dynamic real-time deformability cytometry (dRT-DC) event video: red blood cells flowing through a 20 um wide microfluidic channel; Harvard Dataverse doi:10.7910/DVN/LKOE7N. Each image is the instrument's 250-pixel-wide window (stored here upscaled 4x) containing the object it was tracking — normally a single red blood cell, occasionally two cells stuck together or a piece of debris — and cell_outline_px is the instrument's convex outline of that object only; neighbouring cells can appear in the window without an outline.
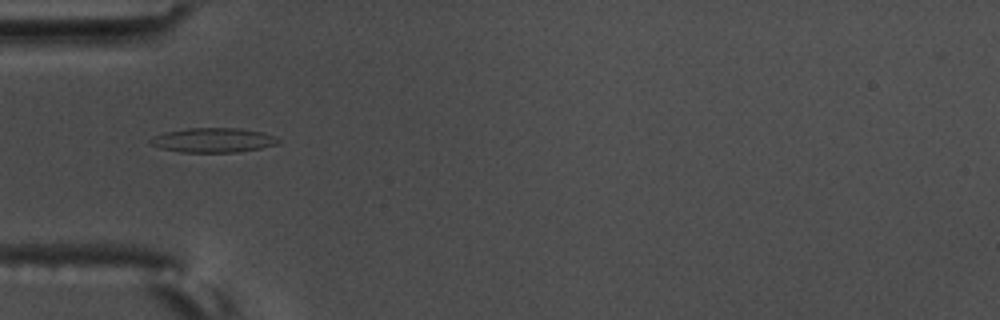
{"species": "common noctule bat (a hibernating species)", "species_latin": "Nyctalus noctula", "temperature_condition": "warm", "stored_images_in_passage": 43, "camera_frame_rate_fps": 3000, "um_per_image_px": 0.085, "animal": {"sex": "male", "body_mass_g": 17.5, "forearm_length_mm": 52.3}, "frame": {"image": 1, "passage_image": 4, "time_ms": 1.0, "image_size_px": [1000, 320], "cell_outline_px": [[280, 140], [276, 144], [260, 148], [236, 152], [180, 152], [160, 148], [148, 144], [148, 140], [156, 136], [168, 132], [188, 128], [240, 128], [264, 132], [276, 136]], "centroid_in_image_um": [18.13, 11.91], "position_along_channel_um": 66.9, "area_um2": 18.21}}
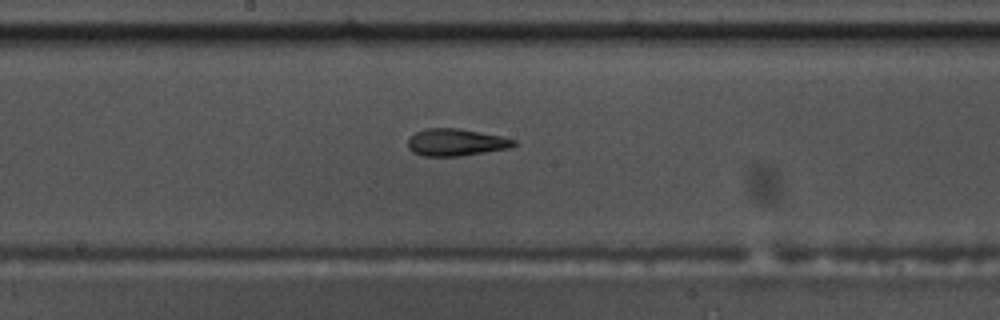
{"frame": {"image": 2, "passage_image": 16, "time_ms": 5.0, "image_size_px": [1000, 320], "cell_outline_px": [[516, 144], [508, 148], [460, 156], [424, 156], [412, 152], [408, 148], [408, 140], [416, 132], [428, 128], [460, 128], [500, 136], [516, 140]], "centroid_in_image_um": [38.73, 12.1], "position_along_channel_um": 209.5, "area_um2": 16.59}}
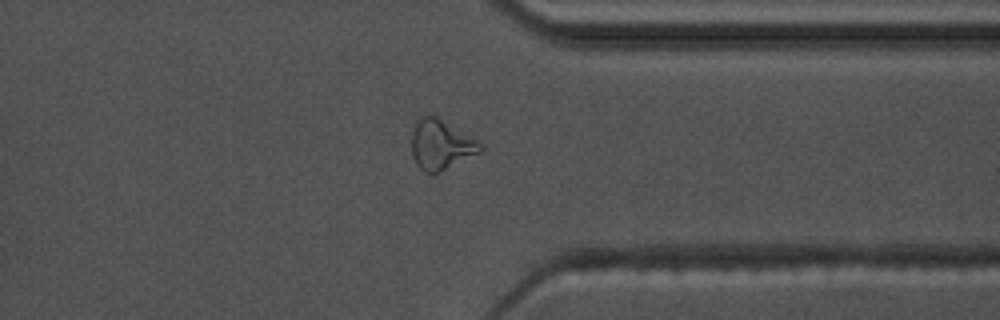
{"frame": {"image": 3, "passage_image": 30, "time_ms": 9.667, "image_size_px": [1000, 320], "cell_outline_px": [[484, 148], [480, 152], [440, 172], [424, 172], [416, 164], [412, 156], [412, 132], [416, 120], [420, 116], [436, 116], [484, 144]], "centroid_in_image_um": [37.47, 12.29], "position_along_channel_um": 373.9, "area_um2": 19.83}, "authors_computed_cell_mechanics": {"area_um2": 16.8776, "velocity_mm_per_s": 3.5878, "shape_relaxation_time_tau1_ms": 5.8165, "shape_relaxation_time_tau2_ms": 2.012, "deformation_change_tau1": 0.2122, "deformation_change_tau2": 0.1077}}